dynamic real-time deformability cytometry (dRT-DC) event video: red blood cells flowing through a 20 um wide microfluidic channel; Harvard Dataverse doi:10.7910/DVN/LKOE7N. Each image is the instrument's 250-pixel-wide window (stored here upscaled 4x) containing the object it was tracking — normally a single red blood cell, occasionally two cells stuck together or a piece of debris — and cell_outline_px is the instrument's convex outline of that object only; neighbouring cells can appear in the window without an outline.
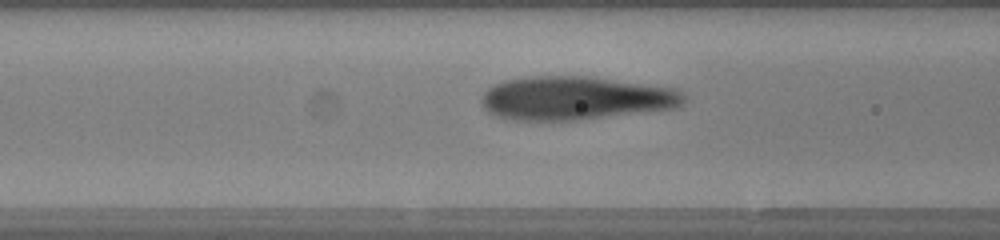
{"species": "human", "species_latin": "Homo sapiens", "temperature_condition": "warm", "stored_images_in_passage": 45, "camera_frame_rate_fps": 3000, "um_per_image_px": 0.085, "donor": {"sex": "female"}, "frame": {"image": 1, "passage_image": 14, "time_ms": 4.333, "image_size_px": [1000, 240], "cell_outline_px": [[684, 104], [676, 108], [580, 120], [508, 120], [496, 116], [488, 112], [484, 108], [480, 100], [484, 92], [488, 88], [504, 80], [532, 76], [580, 76], [676, 88], [684, 96]], "centroid_in_image_um": [48.87, 8.36], "position_along_channel_um": 117.7, "area_um2": 51.21}}
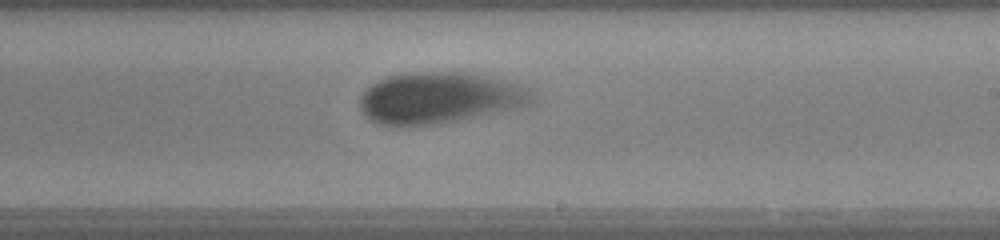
{"frame": {"image": 2, "passage_image": 24, "time_ms": 7.667, "image_size_px": [1000, 240], "cell_outline_px": [[532, 96], [524, 104], [456, 120], [408, 128], [396, 128], [376, 124], [368, 120], [364, 116], [360, 108], [360, 96], [372, 84], [388, 76], [416, 72], [452, 72], [476, 76], [516, 84], [528, 92]], "centroid_in_image_um": [37.07, 8.37], "position_along_channel_um": 251.9, "area_um2": 49.77}}
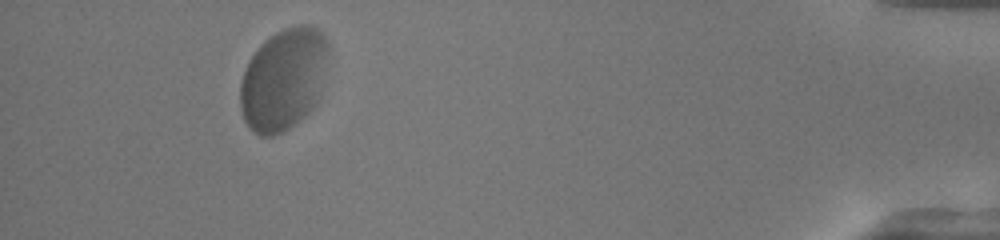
{"frame": {"image": 3, "passage_image": 41, "time_ms": 13.333, "image_size_px": [1000, 240], "cell_outline_px": [[328, 52], [320, 96], [316, 104], [308, 112], [288, 128], [272, 136], [260, 136], [248, 128], [244, 120], [240, 108], [240, 84], [248, 60], [260, 44], [276, 32], [284, 28], [300, 24], [304, 24], [316, 28], [324, 36], [328, 44]], "centroid_in_image_um": [24.08, 6.74], "position_along_channel_um": 411.1, "area_um2": 52.37}}